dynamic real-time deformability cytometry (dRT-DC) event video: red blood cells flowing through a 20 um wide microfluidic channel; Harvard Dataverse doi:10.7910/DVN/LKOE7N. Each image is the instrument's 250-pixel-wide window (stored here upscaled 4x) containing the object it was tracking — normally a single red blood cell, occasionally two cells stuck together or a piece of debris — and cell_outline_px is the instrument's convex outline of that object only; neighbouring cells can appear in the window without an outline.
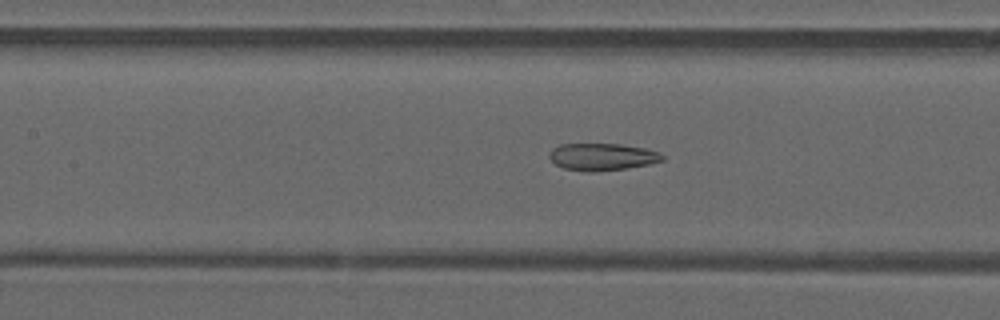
{"species": "common noctule bat (a hibernating species)", "species_latin": "Nyctalus noctula", "temperature_condition": "warm", "stored_images_in_passage": 46, "camera_frame_rate_fps": 3000, "um_per_image_px": 0.085, "animal": {"sex": "male", "forearm_length_mm": 52.5}, "frame": {"image": 1, "passage_image": 19, "time_ms": 6.0, "image_size_px": [1000, 320], "cell_outline_px": [[664, 160], [648, 164], [624, 168], [592, 172], [584, 172], [564, 168], [556, 164], [548, 156], [548, 152], [552, 148], [560, 144], [620, 144], [644, 148], [660, 152], [664, 156]], "centroid_in_image_um": [51.16, 13.32], "position_along_channel_um": 156.2, "area_um2": 17.86}}
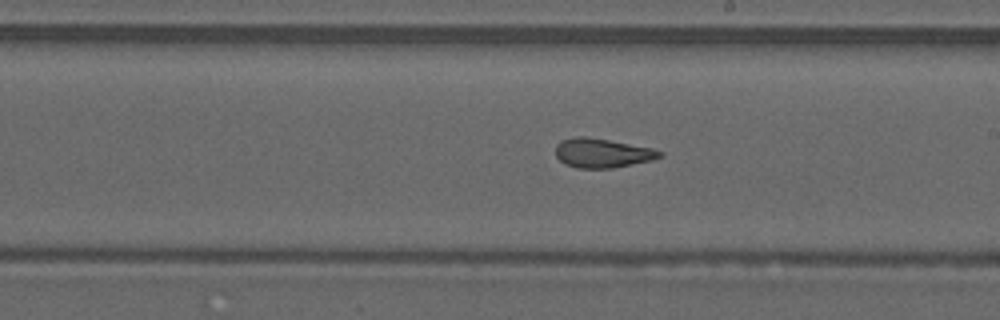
{"frame": {"image": 2, "passage_image": 25, "time_ms": 8.0, "image_size_px": [1000, 320], "cell_outline_px": [[664, 156], [652, 160], [612, 168], [576, 168], [564, 164], [556, 156], [556, 144], [560, 140], [576, 136], [584, 136], [608, 140], [652, 148], [664, 152]], "centroid_in_image_um": [51.18, 13.01], "position_along_channel_um": 237.8, "area_um2": 17.8}}
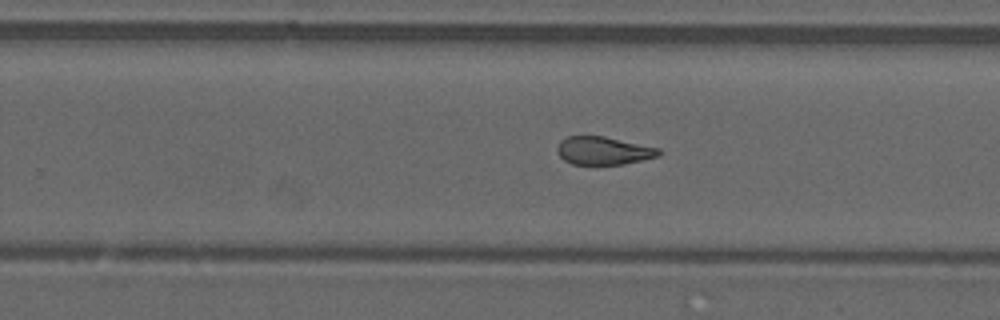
{"frame": {"image": 3, "passage_image": 28, "time_ms": 9.0, "image_size_px": [1000, 320], "cell_outline_px": [[664, 152], [660, 156], [624, 164], [572, 164], [564, 160], [560, 156], [556, 148], [560, 140], [568, 136], [604, 136], [660, 148]], "centroid_in_image_um": [51.33, 12.8], "position_along_channel_um": 278.5, "area_um2": 16.7}, "authors_computed_cell_mechanics": {"area_um2": 18.4671, "velocity_mm_per_s": 4.0942, "shape_relaxation_time_tau1_ms": null, "shape_relaxation_time_tau2_ms": 2.4441, "deformation_change_tau1": null, "deformation_change_tau2": 0.1121}}